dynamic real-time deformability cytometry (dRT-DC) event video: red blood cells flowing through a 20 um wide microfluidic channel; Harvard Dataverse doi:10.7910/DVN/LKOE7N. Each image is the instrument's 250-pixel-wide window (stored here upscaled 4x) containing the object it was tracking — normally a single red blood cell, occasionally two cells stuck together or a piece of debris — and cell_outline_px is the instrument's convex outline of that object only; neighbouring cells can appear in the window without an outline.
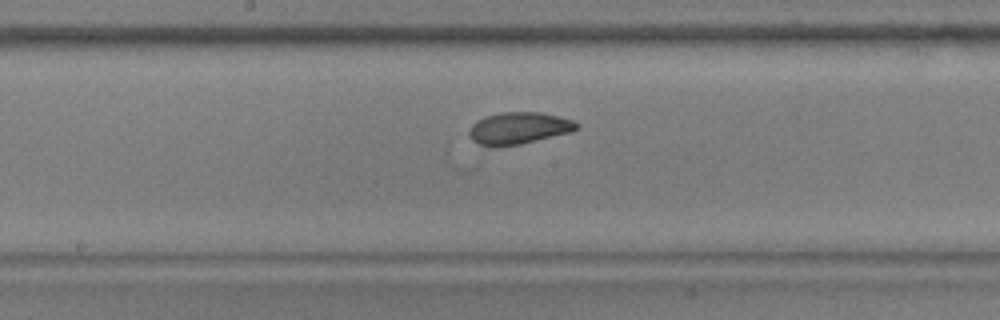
{"species": "common noctule bat (a hibernating species)", "species_latin": "Nyctalus noctula", "temperature_condition": "warm", "stored_images_in_passage": 33, "camera_frame_rate_fps": 3000, "um_per_image_px": 0.085, "animal": {"sex": "male", "body_mass_g": 17.9, "forearm_length_mm": 54.2}, "frame": {"image": 1, "passage_image": 21, "time_ms": 6.667, "image_size_px": [1000, 320], "cell_outline_px": [[580, 128], [572, 132], [520, 144], [496, 148], [492, 148], [480, 144], [472, 140], [468, 136], [468, 132], [472, 124], [484, 116], [504, 112], [540, 112], [560, 116], [572, 120], [580, 124]], "centroid_in_image_um": [44.1, 10.91], "position_along_channel_um": 204.1, "area_um2": 20.35}}
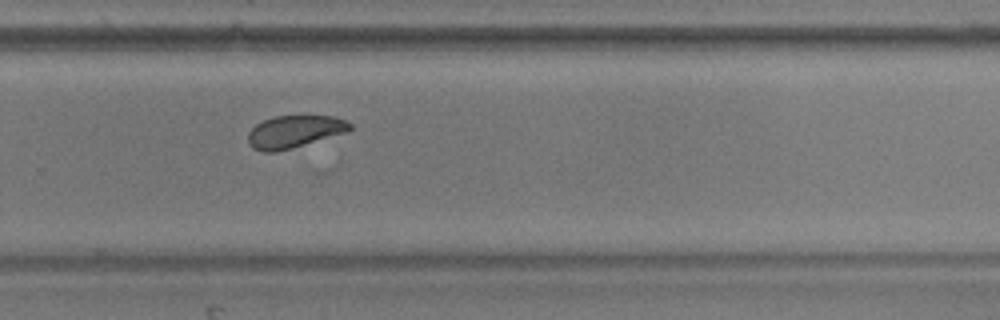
{"frame": {"image": 2, "passage_image": 29, "time_ms": 9.333, "image_size_px": [1000, 320], "cell_outline_px": [[352, 128], [348, 132], [292, 148], [276, 152], [264, 152], [252, 148], [248, 140], [248, 132], [256, 124], [264, 120], [276, 116], [304, 112], [332, 116], [344, 120], [352, 124]], "centroid_in_image_um": [25.06, 11.14], "position_along_channel_um": 304.7, "area_um2": 20.0}}
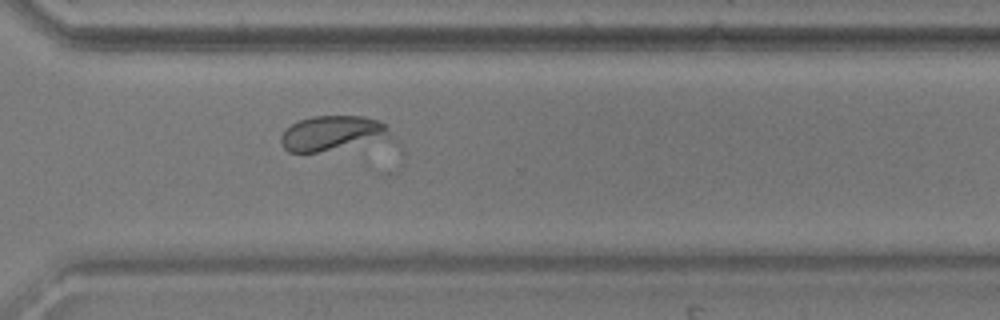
{"frame": {"image": 3, "passage_image": 32, "time_ms": 10.333, "image_size_px": [1000, 320], "cell_outline_px": [[392, 140], [316, 152], [288, 152], [280, 144], [280, 136], [292, 124], [300, 120], [312, 116], [364, 116], [376, 120], [384, 124], [388, 128]], "centroid_in_image_um": [28.29, 11.34], "position_along_channel_um": 342.3, "area_um2": 22.54}}